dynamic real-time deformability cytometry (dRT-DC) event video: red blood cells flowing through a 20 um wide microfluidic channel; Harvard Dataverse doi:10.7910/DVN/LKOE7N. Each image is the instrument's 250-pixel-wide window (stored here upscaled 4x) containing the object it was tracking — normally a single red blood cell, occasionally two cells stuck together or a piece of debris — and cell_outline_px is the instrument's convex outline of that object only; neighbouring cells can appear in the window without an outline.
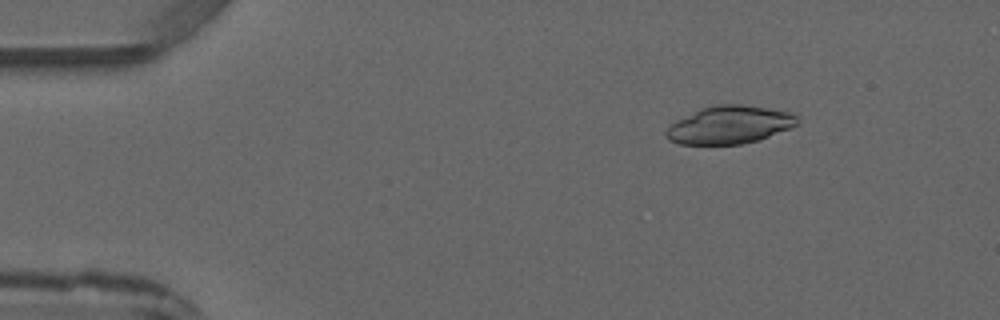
{"species": "common noctule bat (a hibernating species)", "species_latin": "Nyctalus noctula", "temperature_condition": "warm", "stored_images_in_passage": 4, "camera_frame_rate_fps": 3000, "um_per_image_px": 0.085, "animal": {"sex": "male", "forearm_length_mm": 52.5}, "frame": {"image": 1, "passage_image": 2, "time_ms": 1.333, "image_size_px": [1000, 320], "cell_outline_px": [[796, 124], [788, 128], [760, 140], [740, 144], [680, 144], [668, 140], [664, 136], [664, 132], [676, 120], [712, 104], [744, 104], [792, 112], [796, 116]], "centroid_in_image_um": [61.98, 10.61], "position_along_channel_um": 23.0, "area_um2": 28.78}}